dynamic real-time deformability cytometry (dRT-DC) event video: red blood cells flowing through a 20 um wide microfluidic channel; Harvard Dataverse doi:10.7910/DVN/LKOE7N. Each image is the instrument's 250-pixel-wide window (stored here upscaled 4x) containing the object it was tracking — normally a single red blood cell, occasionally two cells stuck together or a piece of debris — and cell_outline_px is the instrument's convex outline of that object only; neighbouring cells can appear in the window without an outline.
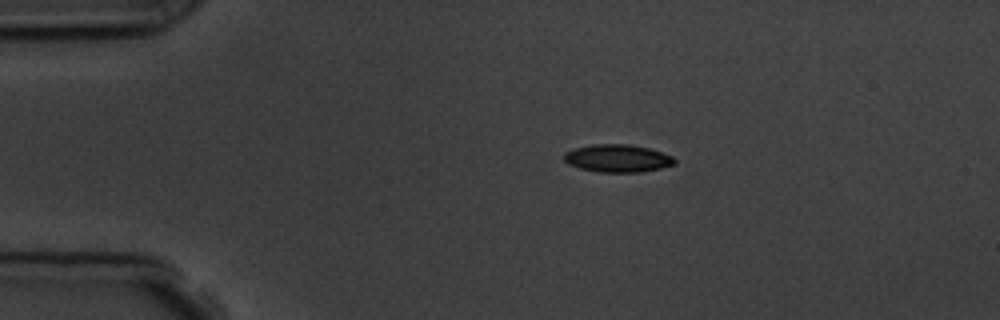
{"species": "common noctule bat (a hibernating species)", "species_latin": "Nyctalus noctula", "temperature_condition": "room temperature", "stored_images_in_passage": 3, "segment_of_instrument_passage": [1, 2], "camera_frame_rate_fps": 3000, "um_per_image_px": 0.085, "animal": {"sex": "male", "body_mass_g": 19.5, "forearm_length_mm": 54.6}, "frame": {"image": 1, "passage_image": 1, "time_ms": 0.0, "image_size_px": [1000, 320], "cell_outline_px": [[676, 164], [660, 168], [640, 172], [600, 172], [580, 168], [568, 164], [564, 160], [564, 152], [576, 148], [596, 144], [628, 144], [648, 148], [672, 156], [676, 160]], "centroid_in_image_um": [52.49, 13.46], "position_along_channel_um": 32.5, "area_um2": 17.69}}